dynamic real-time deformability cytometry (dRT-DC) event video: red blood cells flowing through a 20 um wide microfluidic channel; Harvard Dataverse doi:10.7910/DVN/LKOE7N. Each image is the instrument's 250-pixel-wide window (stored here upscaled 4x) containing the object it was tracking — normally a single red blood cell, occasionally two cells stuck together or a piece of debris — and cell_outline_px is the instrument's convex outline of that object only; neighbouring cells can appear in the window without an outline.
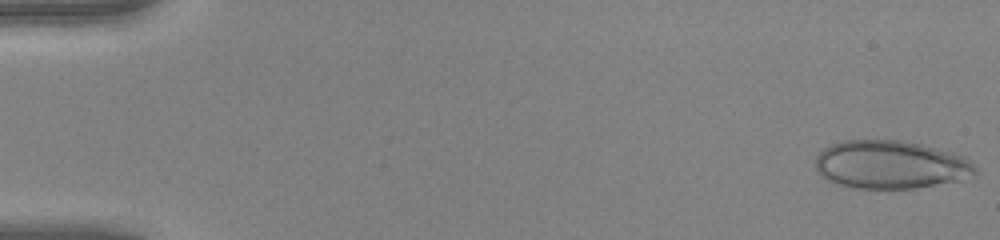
{"species": "human", "species_latin": "Homo sapiens", "temperature_condition": "warm", "stored_images_in_passage": 48, "camera_frame_rate_fps": 3000, "um_per_image_px": 0.085, "donor": {"sex": "female"}, "frame": {"image": 1, "passage_image": 1, "time_ms": 0.0, "image_size_px": [1000, 240], "cell_outline_px": [[976, 176], [916, 188], [852, 188], [836, 184], [820, 176], [816, 168], [816, 156], [828, 144], [844, 140], [900, 140], [920, 144], [952, 152], [964, 156], [972, 160], [976, 168]], "centroid_in_image_um": [75.68, 13.99], "position_along_channel_um": 9.3, "area_um2": 45.08}}
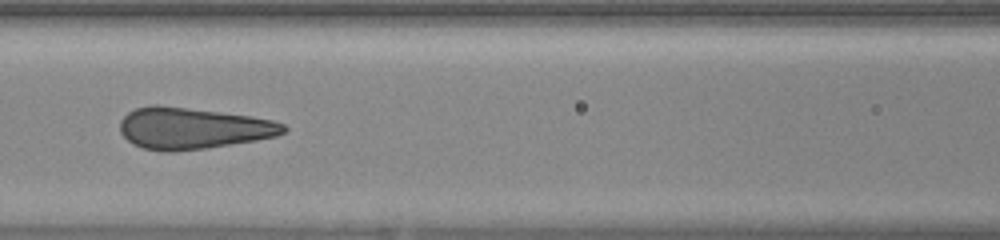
{"frame": {"image": 2, "passage_image": 22, "time_ms": 7.0, "image_size_px": [1000, 240], "cell_outline_px": [[288, 128], [284, 132], [276, 136], [256, 140], [204, 148], [176, 152], [160, 152], [144, 148], [132, 144], [120, 132], [120, 120], [128, 112], [136, 108], [152, 104], [156, 104], [248, 116], [272, 120], [284, 124]], "centroid_in_image_um": [16.33, 10.91], "position_along_channel_um": 150.3, "area_um2": 39.3}}
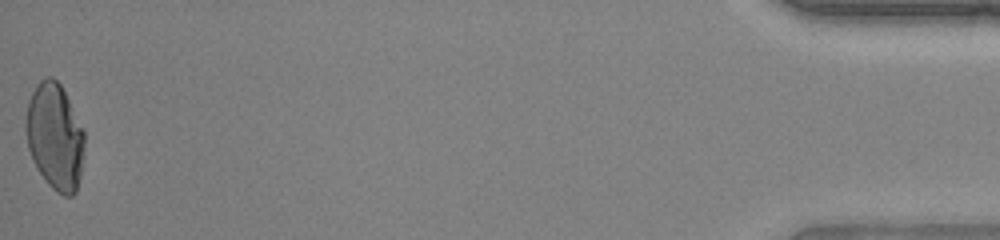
{"frame": {"image": 3, "passage_image": 48, "time_ms": 15.667, "image_size_px": [1000, 240], "cell_outline_px": [[84, 148], [80, 176], [76, 192], [72, 196], [64, 196], [56, 192], [48, 184], [36, 168], [32, 160], [28, 148], [24, 128], [24, 120], [28, 100], [36, 84], [44, 76], [52, 76], [60, 84], [84, 132]], "centroid_in_image_um": [4.63, 11.61], "position_along_channel_um": 430.6, "area_um2": 36.59}, "authors_computed_cell_mechanics": {"area_um2": 39.3618, "velocity_mm_per_s": 4.2994, "shape_relaxation_time_tau1_ms": 7.7186, "shape_relaxation_time_tau2_ms": null, "deformation_change_tau1": 0.2953, "deformation_change_tau2": null}}